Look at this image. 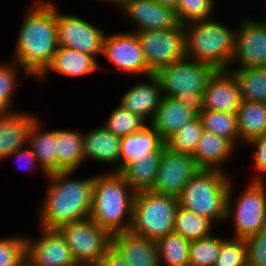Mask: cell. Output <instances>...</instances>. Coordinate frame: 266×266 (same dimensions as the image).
I'll return each mask as SVG.
<instances>
[{
	"label": "cell",
	"instance_id": "42",
	"mask_svg": "<svg viewBox=\"0 0 266 266\" xmlns=\"http://www.w3.org/2000/svg\"><path fill=\"white\" fill-rule=\"evenodd\" d=\"M247 144H252V147H255L253 152L255 168L262 174L266 173V134L252 139Z\"/></svg>",
	"mask_w": 266,
	"mask_h": 266
},
{
	"label": "cell",
	"instance_id": "6",
	"mask_svg": "<svg viewBox=\"0 0 266 266\" xmlns=\"http://www.w3.org/2000/svg\"><path fill=\"white\" fill-rule=\"evenodd\" d=\"M229 187L223 170L201 168L178 196L179 206L212 222L224 221Z\"/></svg>",
	"mask_w": 266,
	"mask_h": 266
},
{
	"label": "cell",
	"instance_id": "35",
	"mask_svg": "<svg viewBox=\"0 0 266 266\" xmlns=\"http://www.w3.org/2000/svg\"><path fill=\"white\" fill-rule=\"evenodd\" d=\"M148 123L140 116L118 105L107 118L103 126L108 132L118 137H124L134 132L141 131Z\"/></svg>",
	"mask_w": 266,
	"mask_h": 266
},
{
	"label": "cell",
	"instance_id": "8",
	"mask_svg": "<svg viewBox=\"0 0 266 266\" xmlns=\"http://www.w3.org/2000/svg\"><path fill=\"white\" fill-rule=\"evenodd\" d=\"M256 175L244 193L231 207L232 186L228 190L226 219L231 217L235 227V238L246 239L266 227V190L263 176ZM234 209V210H233Z\"/></svg>",
	"mask_w": 266,
	"mask_h": 266
},
{
	"label": "cell",
	"instance_id": "38",
	"mask_svg": "<svg viewBox=\"0 0 266 266\" xmlns=\"http://www.w3.org/2000/svg\"><path fill=\"white\" fill-rule=\"evenodd\" d=\"M0 266H26L25 237L10 236L0 239Z\"/></svg>",
	"mask_w": 266,
	"mask_h": 266
},
{
	"label": "cell",
	"instance_id": "21",
	"mask_svg": "<svg viewBox=\"0 0 266 266\" xmlns=\"http://www.w3.org/2000/svg\"><path fill=\"white\" fill-rule=\"evenodd\" d=\"M37 116L26 113H0V161L28 144L30 128Z\"/></svg>",
	"mask_w": 266,
	"mask_h": 266
},
{
	"label": "cell",
	"instance_id": "41",
	"mask_svg": "<svg viewBox=\"0 0 266 266\" xmlns=\"http://www.w3.org/2000/svg\"><path fill=\"white\" fill-rule=\"evenodd\" d=\"M247 262L248 266L266 265V227L258 233L247 237Z\"/></svg>",
	"mask_w": 266,
	"mask_h": 266
},
{
	"label": "cell",
	"instance_id": "40",
	"mask_svg": "<svg viewBox=\"0 0 266 266\" xmlns=\"http://www.w3.org/2000/svg\"><path fill=\"white\" fill-rule=\"evenodd\" d=\"M12 62L11 65L9 63L7 65L0 64V113L13 112L10 105L12 103V94L17 84L18 72L16 70L19 65L14 60Z\"/></svg>",
	"mask_w": 266,
	"mask_h": 266
},
{
	"label": "cell",
	"instance_id": "23",
	"mask_svg": "<svg viewBox=\"0 0 266 266\" xmlns=\"http://www.w3.org/2000/svg\"><path fill=\"white\" fill-rule=\"evenodd\" d=\"M121 138L108 132L103 126L83 134L84 160L93 159L103 163H115V172H120Z\"/></svg>",
	"mask_w": 266,
	"mask_h": 266
},
{
	"label": "cell",
	"instance_id": "32",
	"mask_svg": "<svg viewBox=\"0 0 266 266\" xmlns=\"http://www.w3.org/2000/svg\"><path fill=\"white\" fill-rule=\"evenodd\" d=\"M211 223L209 219L178 206L173 232L189 241L198 240L213 234L210 231L214 227Z\"/></svg>",
	"mask_w": 266,
	"mask_h": 266
},
{
	"label": "cell",
	"instance_id": "33",
	"mask_svg": "<svg viewBox=\"0 0 266 266\" xmlns=\"http://www.w3.org/2000/svg\"><path fill=\"white\" fill-rule=\"evenodd\" d=\"M202 127L205 131L212 132L229 139L234 145L239 140L236 113L216 112L202 109L198 113Z\"/></svg>",
	"mask_w": 266,
	"mask_h": 266
},
{
	"label": "cell",
	"instance_id": "12",
	"mask_svg": "<svg viewBox=\"0 0 266 266\" xmlns=\"http://www.w3.org/2000/svg\"><path fill=\"white\" fill-rule=\"evenodd\" d=\"M59 12L57 10L58 46L92 55L95 59L102 54L106 35L102 29L80 17Z\"/></svg>",
	"mask_w": 266,
	"mask_h": 266
},
{
	"label": "cell",
	"instance_id": "17",
	"mask_svg": "<svg viewBox=\"0 0 266 266\" xmlns=\"http://www.w3.org/2000/svg\"><path fill=\"white\" fill-rule=\"evenodd\" d=\"M228 70H217L209 79L203 94V109L236 113L242 99L238 83Z\"/></svg>",
	"mask_w": 266,
	"mask_h": 266
},
{
	"label": "cell",
	"instance_id": "15",
	"mask_svg": "<svg viewBox=\"0 0 266 266\" xmlns=\"http://www.w3.org/2000/svg\"><path fill=\"white\" fill-rule=\"evenodd\" d=\"M235 61L238 62L235 69L266 66V25L249 17L242 19L235 35L232 62Z\"/></svg>",
	"mask_w": 266,
	"mask_h": 266
},
{
	"label": "cell",
	"instance_id": "26",
	"mask_svg": "<svg viewBox=\"0 0 266 266\" xmlns=\"http://www.w3.org/2000/svg\"><path fill=\"white\" fill-rule=\"evenodd\" d=\"M83 161V134L56 129V172H75Z\"/></svg>",
	"mask_w": 266,
	"mask_h": 266
},
{
	"label": "cell",
	"instance_id": "22",
	"mask_svg": "<svg viewBox=\"0 0 266 266\" xmlns=\"http://www.w3.org/2000/svg\"><path fill=\"white\" fill-rule=\"evenodd\" d=\"M198 117V112L178 102L174 97L162 96L151 124L166 141L182 126Z\"/></svg>",
	"mask_w": 266,
	"mask_h": 266
},
{
	"label": "cell",
	"instance_id": "9",
	"mask_svg": "<svg viewBox=\"0 0 266 266\" xmlns=\"http://www.w3.org/2000/svg\"><path fill=\"white\" fill-rule=\"evenodd\" d=\"M79 266H95L111 246L112 235L90 217L57 229Z\"/></svg>",
	"mask_w": 266,
	"mask_h": 266
},
{
	"label": "cell",
	"instance_id": "5",
	"mask_svg": "<svg viewBox=\"0 0 266 266\" xmlns=\"http://www.w3.org/2000/svg\"><path fill=\"white\" fill-rule=\"evenodd\" d=\"M216 71L206 63L184 57L161 67L154 75L159 80L162 96L174 97L199 113L208 81Z\"/></svg>",
	"mask_w": 266,
	"mask_h": 266
},
{
	"label": "cell",
	"instance_id": "28",
	"mask_svg": "<svg viewBox=\"0 0 266 266\" xmlns=\"http://www.w3.org/2000/svg\"><path fill=\"white\" fill-rule=\"evenodd\" d=\"M39 125L37 118L29 131L28 146L46 175L56 172V130L43 132Z\"/></svg>",
	"mask_w": 266,
	"mask_h": 266
},
{
	"label": "cell",
	"instance_id": "36",
	"mask_svg": "<svg viewBox=\"0 0 266 266\" xmlns=\"http://www.w3.org/2000/svg\"><path fill=\"white\" fill-rule=\"evenodd\" d=\"M221 244L222 238L212 234L190 241L188 266H214Z\"/></svg>",
	"mask_w": 266,
	"mask_h": 266
},
{
	"label": "cell",
	"instance_id": "37",
	"mask_svg": "<svg viewBox=\"0 0 266 266\" xmlns=\"http://www.w3.org/2000/svg\"><path fill=\"white\" fill-rule=\"evenodd\" d=\"M214 266H248L247 245L244 239H223Z\"/></svg>",
	"mask_w": 266,
	"mask_h": 266
},
{
	"label": "cell",
	"instance_id": "47",
	"mask_svg": "<svg viewBox=\"0 0 266 266\" xmlns=\"http://www.w3.org/2000/svg\"><path fill=\"white\" fill-rule=\"evenodd\" d=\"M261 23H263L264 25H266V20L265 21H260Z\"/></svg>",
	"mask_w": 266,
	"mask_h": 266
},
{
	"label": "cell",
	"instance_id": "43",
	"mask_svg": "<svg viewBox=\"0 0 266 266\" xmlns=\"http://www.w3.org/2000/svg\"><path fill=\"white\" fill-rule=\"evenodd\" d=\"M95 266H127L121 254L111 245Z\"/></svg>",
	"mask_w": 266,
	"mask_h": 266
},
{
	"label": "cell",
	"instance_id": "3",
	"mask_svg": "<svg viewBox=\"0 0 266 266\" xmlns=\"http://www.w3.org/2000/svg\"><path fill=\"white\" fill-rule=\"evenodd\" d=\"M135 194L120 172L94 176L90 218L111 235L129 231Z\"/></svg>",
	"mask_w": 266,
	"mask_h": 266
},
{
	"label": "cell",
	"instance_id": "4",
	"mask_svg": "<svg viewBox=\"0 0 266 266\" xmlns=\"http://www.w3.org/2000/svg\"><path fill=\"white\" fill-rule=\"evenodd\" d=\"M183 27L186 58L206 63L216 70H230L235 52V30L211 18L186 23Z\"/></svg>",
	"mask_w": 266,
	"mask_h": 266
},
{
	"label": "cell",
	"instance_id": "25",
	"mask_svg": "<svg viewBox=\"0 0 266 266\" xmlns=\"http://www.w3.org/2000/svg\"><path fill=\"white\" fill-rule=\"evenodd\" d=\"M234 146L229 139L204 130L192 156L200 168L223 170L220 164L229 158Z\"/></svg>",
	"mask_w": 266,
	"mask_h": 266
},
{
	"label": "cell",
	"instance_id": "30",
	"mask_svg": "<svg viewBox=\"0 0 266 266\" xmlns=\"http://www.w3.org/2000/svg\"><path fill=\"white\" fill-rule=\"evenodd\" d=\"M160 157L137 158L120 173L135 192L150 190L157 176Z\"/></svg>",
	"mask_w": 266,
	"mask_h": 266
},
{
	"label": "cell",
	"instance_id": "24",
	"mask_svg": "<svg viewBox=\"0 0 266 266\" xmlns=\"http://www.w3.org/2000/svg\"><path fill=\"white\" fill-rule=\"evenodd\" d=\"M98 69V62L92 55L58 46L51 64L38 79L46 77L49 70L69 77H81L91 74Z\"/></svg>",
	"mask_w": 266,
	"mask_h": 266
},
{
	"label": "cell",
	"instance_id": "29",
	"mask_svg": "<svg viewBox=\"0 0 266 266\" xmlns=\"http://www.w3.org/2000/svg\"><path fill=\"white\" fill-rule=\"evenodd\" d=\"M235 77L241 99L266 103V66L230 70Z\"/></svg>",
	"mask_w": 266,
	"mask_h": 266
},
{
	"label": "cell",
	"instance_id": "27",
	"mask_svg": "<svg viewBox=\"0 0 266 266\" xmlns=\"http://www.w3.org/2000/svg\"><path fill=\"white\" fill-rule=\"evenodd\" d=\"M236 118L239 139L244 143L266 134V103L242 100Z\"/></svg>",
	"mask_w": 266,
	"mask_h": 266
},
{
	"label": "cell",
	"instance_id": "39",
	"mask_svg": "<svg viewBox=\"0 0 266 266\" xmlns=\"http://www.w3.org/2000/svg\"><path fill=\"white\" fill-rule=\"evenodd\" d=\"M214 0H179L176 15L180 24L207 20L212 14Z\"/></svg>",
	"mask_w": 266,
	"mask_h": 266
},
{
	"label": "cell",
	"instance_id": "19",
	"mask_svg": "<svg viewBox=\"0 0 266 266\" xmlns=\"http://www.w3.org/2000/svg\"><path fill=\"white\" fill-rule=\"evenodd\" d=\"M111 245L121 254L127 266H159L154 240L127 231L113 234Z\"/></svg>",
	"mask_w": 266,
	"mask_h": 266
},
{
	"label": "cell",
	"instance_id": "20",
	"mask_svg": "<svg viewBox=\"0 0 266 266\" xmlns=\"http://www.w3.org/2000/svg\"><path fill=\"white\" fill-rule=\"evenodd\" d=\"M147 79L149 83L139 82L125 92L120 105L145 121L150 116L151 123L160 105L162 93L159 80L154 74L147 76Z\"/></svg>",
	"mask_w": 266,
	"mask_h": 266
},
{
	"label": "cell",
	"instance_id": "7",
	"mask_svg": "<svg viewBox=\"0 0 266 266\" xmlns=\"http://www.w3.org/2000/svg\"><path fill=\"white\" fill-rule=\"evenodd\" d=\"M178 198L151 190L135 194L130 232L157 241L173 233Z\"/></svg>",
	"mask_w": 266,
	"mask_h": 266
},
{
	"label": "cell",
	"instance_id": "46",
	"mask_svg": "<svg viewBox=\"0 0 266 266\" xmlns=\"http://www.w3.org/2000/svg\"><path fill=\"white\" fill-rule=\"evenodd\" d=\"M105 1L106 2L108 1L109 3H112L120 8L127 0H105Z\"/></svg>",
	"mask_w": 266,
	"mask_h": 266
},
{
	"label": "cell",
	"instance_id": "16",
	"mask_svg": "<svg viewBox=\"0 0 266 266\" xmlns=\"http://www.w3.org/2000/svg\"><path fill=\"white\" fill-rule=\"evenodd\" d=\"M120 9L137 24L135 33L171 29L180 23L174 9L165 7L156 0H127Z\"/></svg>",
	"mask_w": 266,
	"mask_h": 266
},
{
	"label": "cell",
	"instance_id": "2",
	"mask_svg": "<svg viewBox=\"0 0 266 266\" xmlns=\"http://www.w3.org/2000/svg\"><path fill=\"white\" fill-rule=\"evenodd\" d=\"M73 171L46 174L50 180L40 213L41 228L58 229L62 225L90 217L94 176L73 179Z\"/></svg>",
	"mask_w": 266,
	"mask_h": 266
},
{
	"label": "cell",
	"instance_id": "14",
	"mask_svg": "<svg viewBox=\"0 0 266 266\" xmlns=\"http://www.w3.org/2000/svg\"><path fill=\"white\" fill-rule=\"evenodd\" d=\"M36 241L26 240V266H79L57 229H41Z\"/></svg>",
	"mask_w": 266,
	"mask_h": 266
},
{
	"label": "cell",
	"instance_id": "10",
	"mask_svg": "<svg viewBox=\"0 0 266 266\" xmlns=\"http://www.w3.org/2000/svg\"><path fill=\"white\" fill-rule=\"evenodd\" d=\"M142 45L148 68L158 69L185 57V31L183 24L171 29L136 32Z\"/></svg>",
	"mask_w": 266,
	"mask_h": 266
},
{
	"label": "cell",
	"instance_id": "1",
	"mask_svg": "<svg viewBox=\"0 0 266 266\" xmlns=\"http://www.w3.org/2000/svg\"><path fill=\"white\" fill-rule=\"evenodd\" d=\"M53 1L29 7L18 34L13 60L25 74L39 77L57 50V9Z\"/></svg>",
	"mask_w": 266,
	"mask_h": 266
},
{
	"label": "cell",
	"instance_id": "11",
	"mask_svg": "<svg viewBox=\"0 0 266 266\" xmlns=\"http://www.w3.org/2000/svg\"><path fill=\"white\" fill-rule=\"evenodd\" d=\"M201 169L191 154L175 152L164 146L152 192L177 197Z\"/></svg>",
	"mask_w": 266,
	"mask_h": 266
},
{
	"label": "cell",
	"instance_id": "18",
	"mask_svg": "<svg viewBox=\"0 0 266 266\" xmlns=\"http://www.w3.org/2000/svg\"><path fill=\"white\" fill-rule=\"evenodd\" d=\"M165 141L150 124L141 131L121 137L120 172L137 158L160 157Z\"/></svg>",
	"mask_w": 266,
	"mask_h": 266
},
{
	"label": "cell",
	"instance_id": "44",
	"mask_svg": "<svg viewBox=\"0 0 266 266\" xmlns=\"http://www.w3.org/2000/svg\"><path fill=\"white\" fill-rule=\"evenodd\" d=\"M17 156L18 157V160L16 159V161H17V163L19 164L20 162L22 163V165L23 164H28L26 167L24 166V168H22L21 166V168L23 169V170H30V168L32 169V167H33V164H37L38 165V163H37V160H36V156L34 155V153L32 152V150H31V148L28 146V147H22V148H19V149H17L15 152H13L12 154H10V156H9V158L11 157V156ZM25 158V160L26 161H20L19 159H24ZM21 165V164H20ZM19 166V165H18Z\"/></svg>",
	"mask_w": 266,
	"mask_h": 266
},
{
	"label": "cell",
	"instance_id": "31",
	"mask_svg": "<svg viewBox=\"0 0 266 266\" xmlns=\"http://www.w3.org/2000/svg\"><path fill=\"white\" fill-rule=\"evenodd\" d=\"M159 266H188L190 241L179 234L170 233L156 241Z\"/></svg>",
	"mask_w": 266,
	"mask_h": 266
},
{
	"label": "cell",
	"instance_id": "34",
	"mask_svg": "<svg viewBox=\"0 0 266 266\" xmlns=\"http://www.w3.org/2000/svg\"><path fill=\"white\" fill-rule=\"evenodd\" d=\"M204 129L199 117L182 126L165 141V146L175 152L193 154Z\"/></svg>",
	"mask_w": 266,
	"mask_h": 266
},
{
	"label": "cell",
	"instance_id": "45",
	"mask_svg": "<svg viewBox=\"0 0 266 266\" xmlns=\"http://www.w3.org/2000/svg\"><path fill=\"white\" fill-rule=\"evenodd\" d=\"M156 1L165 7L174 9L175 11L179 3V0H156Z\"/></svg>",
	"mask_w": 266,
	"mask_h": 266
},
{
	"label": "cell",
	"instance_id": "13",
	"mask_svg": "<svg viewBox=\"0 0 266 266\" xmlns=\"http://www.w3.org/2000/svg\"><path fill=\"white\" fill-rule=\"evenodd\" d=\"M117 69L129 74H154L147 66L141 42L135 32L105 35L103 51Z\"/></svg>",
	"mask_w": 266,
	"mask_h": 266
}]
</instances>
